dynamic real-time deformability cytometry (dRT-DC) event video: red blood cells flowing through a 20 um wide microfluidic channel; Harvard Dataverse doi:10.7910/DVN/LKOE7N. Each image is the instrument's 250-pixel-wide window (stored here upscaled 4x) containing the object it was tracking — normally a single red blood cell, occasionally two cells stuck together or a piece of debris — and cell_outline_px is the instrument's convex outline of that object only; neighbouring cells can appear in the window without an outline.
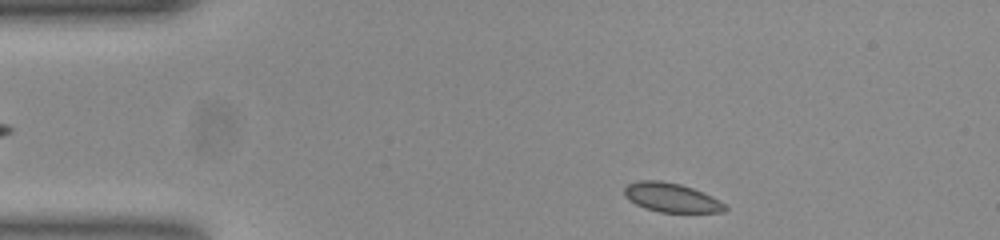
{"species": "common noctule bat (a hibernating species)", "species_latin": "Nyctalus noctula", "temperature_condition": "room temperature", "stored_images_in_passage": 46, "camera_frame_rate_fps": 3000, "um_per_image_px": 0.085, "animal": {"sex": "female", "body_mass_g": 23.0, "forearm_length_mm": 53.4}, "frame": {"image": 1, "passage_image": 2, "time_ms": 0.333, "image_size_px": [1000, 240], "cell_outline_px": [[728, 208], [724, 212], [660, 212], [644, 208], [636, 204], [624, 192], [624, 188], [628, 184], [640, 180], [660, 180], [680, 184], [692, 188], [712, 196], [724, 204]], "centroid_in_image_um": [57.09, 16.79], "position_along_channel_um": 27.9, "area_um2": 16.82}}
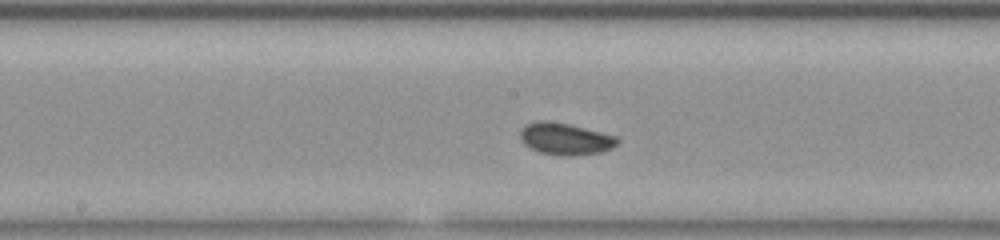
{"frame": {"image": 2, "passage_image": 20, "time_ms": 6.333, "image_size_px": [1000, 240], "cell_outline_px": [[620, 140], [612, 148], [600, 152], [576, 156], [560, 156], [540, 152], [524, 144], [520, 136], [520, 132], [528, 124], [540, 120], [544, 120], [568, 124], [616, 136]], "centroid_in_image_um": [48.07, 11.82], "position_along_channel_um": 200.1, "area_um2": 17.8}}
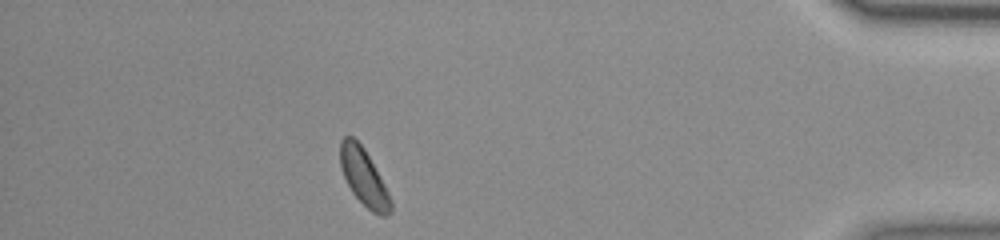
{"frame": {"image": 3, "passage_image": 40, "time_ms": 13.0, "image_size_px": [1000, 240], "cell_outline_px": [[392, 212], [388, 216], [380, 216], [372, 212], [352, 192], [340, 168], [340, 140], [344, 136], [352, 136], [364, 148], [384, 184], [392, 200]], "centroid_in_image_um": [30.93, 15.07], "position_along_channel_um": 404.3, "area_um2": 16.59}}